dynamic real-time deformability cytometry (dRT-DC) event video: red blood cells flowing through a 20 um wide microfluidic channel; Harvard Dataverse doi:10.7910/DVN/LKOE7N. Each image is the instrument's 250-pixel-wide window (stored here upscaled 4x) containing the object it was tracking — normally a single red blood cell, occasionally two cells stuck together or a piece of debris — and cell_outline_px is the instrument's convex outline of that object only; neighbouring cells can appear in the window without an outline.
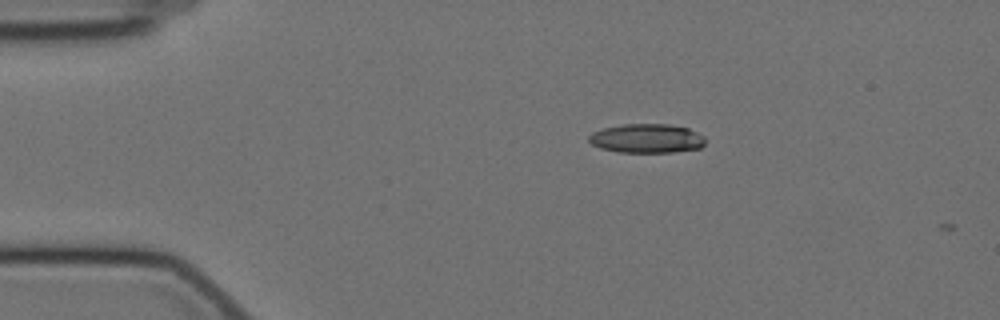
{"species": "Egyptian fruit bat (a non-hibernating species)", "species_latin": "Rousettus aegyptiacus", "temperature_condition": "cold", "stored_images_in_passage": 2, "camera_frame_rate_fps": 3000, "um_per_image_px": 0.085, "animal": {"sex": "female"}, "frame": {"image": 1, "passage_image": 1, "time_ms": 0.0, "image_size_px": [1000, 320], "cell_outline_px": [[704, 144], [700, 148], [672, 152], [616, 152], [600, 148], [592, 144], [588, 140], [588, 136], [592, 132], [604, 128], [620, 124], [668, 124], [688, 128], [704, 136]], "centroid_in_image_um": [54.94, 11.76], "position_along_channel_um": 30.1, "area_um2": 19.77}}